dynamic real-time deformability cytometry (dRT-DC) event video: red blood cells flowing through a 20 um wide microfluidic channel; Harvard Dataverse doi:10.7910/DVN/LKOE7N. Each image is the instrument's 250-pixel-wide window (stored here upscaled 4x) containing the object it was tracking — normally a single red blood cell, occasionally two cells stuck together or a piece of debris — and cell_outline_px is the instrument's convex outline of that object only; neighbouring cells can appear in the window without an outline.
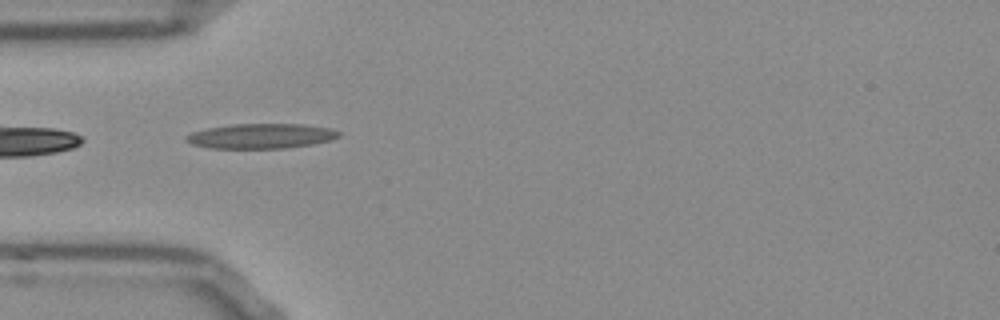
{"species": "Egyptian fruit bat (a non-hibernating species)", "species_latin": "Rousettus aegyptiacus", "temperature_condition": "room temperature", "stored_images_in_passage": 38, "camera_frame_rate_fps": 3000, "um_per_image_px": 0.085, "frame": {"image": 1, "passage_image": 1, "time_ms": 0.0, "image_size_px": [1000, 320], "cell_outline_px": [[340, 136], [328, 140], [312, 144], [284, 148], [208, 148], [192, 144], [188, 140], [188, 136], [192, 132], [208, 128], [232, 124], [304, 124], [328, 128], [340, 132]], "centroid_in_image_um": [22.2, 11.56], "position_along_channel_um": 62.8, "area_um2": 21.79}}
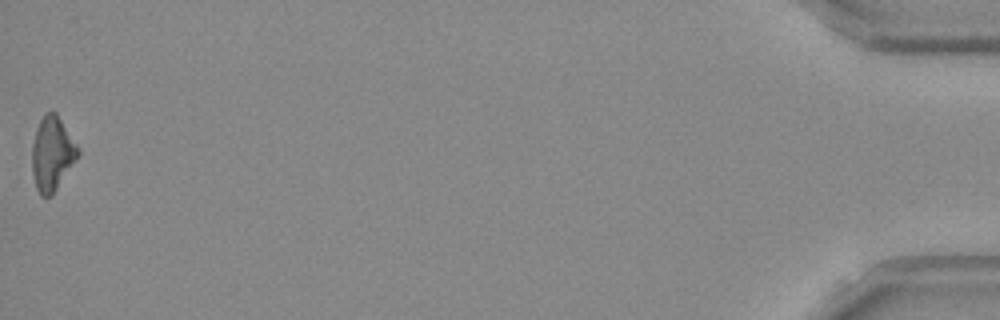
{"frame": {"image": 2, "passage_image": 38, "time_ms": 12.333, "image_size_px": [1000, 320], "cell_outline_px": [[80, 152], [52, 196], [40, 196], [36, 188], [32, 172], [32, 144], [36, 128], [44, 112], [56, 112], [80, 148]], "centroid_in_image_um": [4.42, 13.04], "position_along_channel_um": 430.8, "area_um2": 19.83}}